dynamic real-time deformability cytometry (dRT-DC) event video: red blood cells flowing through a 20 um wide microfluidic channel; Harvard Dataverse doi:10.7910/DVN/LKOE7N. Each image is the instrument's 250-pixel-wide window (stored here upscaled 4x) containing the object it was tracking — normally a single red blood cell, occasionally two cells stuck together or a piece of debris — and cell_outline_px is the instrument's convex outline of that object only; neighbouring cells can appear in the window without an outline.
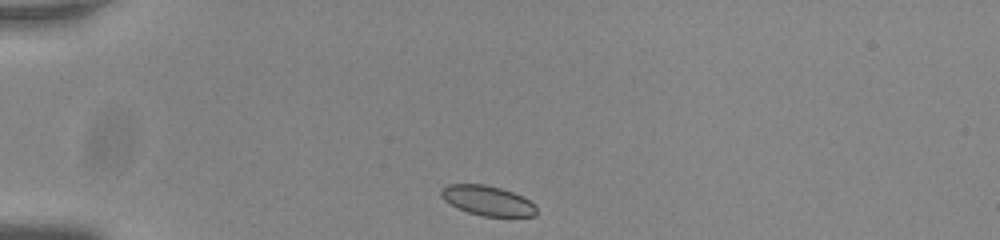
{"species": "common noctule bat (a hibernating species)", "species_latin": "Nyctalus noctula", "temperature_condition": "room temperature", "stored_images_in_passage": 42, "camera_frame_rate_fps": 3000, "um_per_image_px": 0.085, "animal": {"sex": "male", "body_mass_g": 20.0, "forearm_length_mm": 53.3}, "frame": {"image": 1, "passage_image": 1, "time_ms": 0.0, "image_size_px": [1000, 240], "cell_outline_px": [[536, 216], [484, 216], [468, 212], [456, 208], [444, 200], [440, 196], [440, 188], [448, 184], [484, 184], [500, 188], [512, 192], [536, 204]], "centroid_in_image_um": [41.4, 17.04], "position_along_channel_um": 43.6, "area_um2": 16.59}}
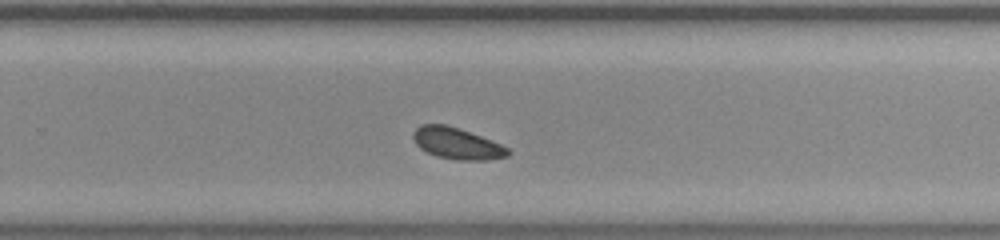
{"frame": {"image": 2, "passage_image": 24, "time_ms": 7.667, "image_size_px": [1000, 240], "cell_outline_px": [[512, 152], [508, 156], [488, 160], [456, 160], [436, 156], [420, 148], [416, 144], [412, 136], [412, 132], [420, 124], [444, 124], [480, 136], [500, 144], [508, 148]], "centroid_in_image_um": [38.82, 12.2], "position_along_channel_um": 291.0, "area_um2": 17.22}}
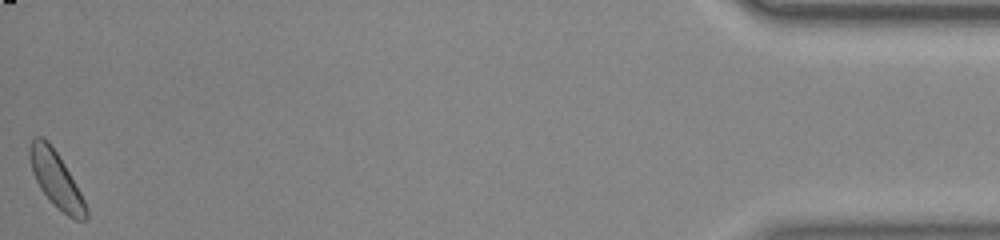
{"frame": {"image": 3, "passage_image": 42, "time_ms": 13.667, "image_size_px": [1000, 240], "cell_outline_px": [[88, 216], [84, 220], [76, 220], [68, 216], [40, 188], [32, 172], [28, 156], [28, 148], [32, 140], [36, 136], [40, 136], [48, 140], [64, 164], [80, 192], [88, 208]], "centroid_in_image_um": [4.75, 15.21], "position_along_channel_um": 430.5, "area_um2": 17.86}, "authors_computed_cell_mechanics": {"area_um2": 17.2244, "velocity_mm_per_s": 3.7288, "shape_relaxation_time_tau1_ms": 2.5744, "shape_relaxation_time_tau2_ms": 2.4764, "deformation_change_tau1": 0.0416, "deformation_change_tau2": 0.0535}}